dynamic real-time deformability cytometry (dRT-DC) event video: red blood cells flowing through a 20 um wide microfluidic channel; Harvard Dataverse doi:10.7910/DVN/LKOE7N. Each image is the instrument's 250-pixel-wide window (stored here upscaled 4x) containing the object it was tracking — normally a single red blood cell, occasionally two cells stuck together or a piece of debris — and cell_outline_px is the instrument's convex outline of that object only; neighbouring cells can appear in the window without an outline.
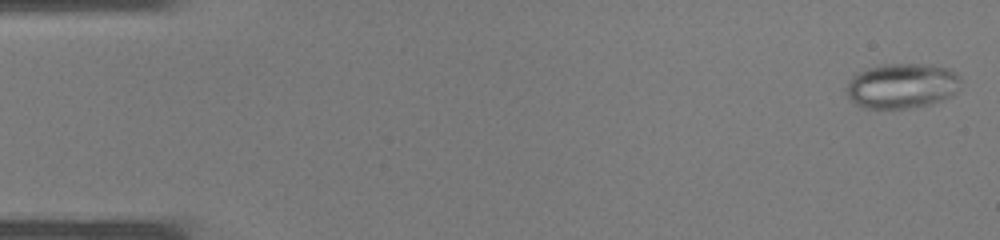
{"species": "common noctule bat (a hibernating species)", "species_latin": "Nyctalus noctula", "temperature_condition": "warm", "stored_images_in_passage": 8, "camera_frame_rate_fps": 3000, "um_per_image_px": 0.085, "animal": {"sex": "male", "body_mass_g": 19.0, "forearm_length_mm": 50.8}, "frame": {"image": 1, "passage_image": 1, "time_ms": 0.0, "image_size_px": [1000, 240], "cell_outline_px": [[960, 88], [952, 96], [928, 104], [908, 108], [860, 108], [848, 96], [848, 80], [856, 72], [868, 68], [884, 64], [928, 64], [948, 68], [960, 76]], "centroid_in_image_um": [76.67, 7.28], "position_along_channel_um": 8.3, "area_um2": 30.06}}